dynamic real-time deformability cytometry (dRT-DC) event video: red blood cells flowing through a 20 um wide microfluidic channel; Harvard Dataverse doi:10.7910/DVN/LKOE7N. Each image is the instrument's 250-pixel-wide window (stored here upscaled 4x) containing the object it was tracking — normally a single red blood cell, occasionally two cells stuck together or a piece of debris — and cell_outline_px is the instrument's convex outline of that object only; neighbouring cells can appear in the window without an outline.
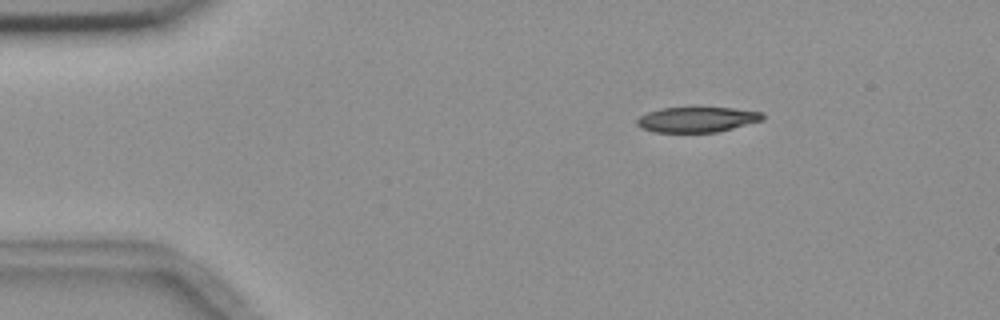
{"species": "common noctule bat (a hibernating species)", "species_latin": "Nyctalus noctula", "temperature_condition": "room temperature", "stored_images_in_passage": 3, "camera_frame_rate_fps": 3000, "um_per_image_px": 0.085, "animal": {"sex": "female", "body_mass_g": 18.4}, "frame": {"image": 1, "passage_image": 1, "time_ms": 0.0, "image_size_px": [1000, 320], "cell_outline_px": [[764, 120], [716, 132], [656, 132], [640, 128], [636, 124], [636, 120], [640, 116], [648, 112], [660, 108], [732, 108], [764, 112]], "centroid_in_image_um": [59.25, 10.16], "position_along_channel_um": 25.8, "area_um2": 18.44}}